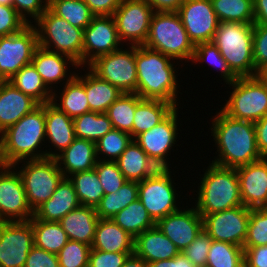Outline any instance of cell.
<instances>
[{
  "mask_svg": "<svg viewBox=\"0 0 267 267\" xmlns=\"http://www.w3.org/2000/svg\"><path fill=\"white\" fill-rule=\"evenodd\" d=\"M218 110L210 127L218 155L211 162L237 168L261 160L254 122L234 119Z\"/></svg>",
  "mask_w": 267,
  "mask_h": 267,
  "instance_id": "cell-1",
  "label": "cell"
},
{
  "mask_svg": "<svg viewBox=\"0 0 267 267\" xmlns=\"http://www.w3.org/2000/svg\"><path fill=\"white\" fill-rule=\"evenodd\" d=\"M135 62L136 94L142 99L165 101L177 107L180 103L177 102L178 93L181 92L178 90L180 83L176 68L180 62L144 45L135 46Z\"/></svg>",
  "mask_w": 267,
  "mask_h": 267,
  "instance_id": "cell-2",
  "label": "cell"
},
{
  "mask_svg": "<svg viewBox=\"0 0 267 267\" xmlns=\"http://www.w3.org/2000/svg\"><path fill=\"white\" fill-rule=\"evenodd\" d=\"M1 159L4 166L23 160L46 158L45 104H39L17 123L0 134Z\"/></svg>",
  "mask_w": 267,
  "mask_h": 267,
  "instance_id": "cell-3",
  "label": "cell"
},
{
  "mask_svg": "<svg viewBox=\"0 0 267 267\" xmlns=\"http://www.w3.org/2000/svg\"><path fill=\"white\" fill-rule=\"evenodd\" d=\"M209 163L206 171L203 170L204 174H199L200 182L198 190H195L194 205L202 217L243 205L236 168Z\"/></svg>",
  "mask_w": 267,
  "mask_h": 267,
  "instance_id": "cell-4",
  "label": "cell"
},
{
  "mask_svg": "<svg viewBox=\"0 0 267 267\" xmlns=\"http://www.w3.org/2000/svg\"><path fill=\"white\" fill-rule=\"evenodd\" d=\"M212 42L237 77L259 75L253 59V24L219 22Z\"/></svg>",
  "mask_w": 267,
  "mask_h": 267,
  "instance_id": "cell-5",
  "label": "cell"
},
{
  "mask_svg": "<svg viewBox=\"0 0 267 267\" xmlns=\"http://www.w3.org/2000/svg\"><path fill=\"white\" fill-rule=\"evenodd\" d=\"M144 46L171 57L182 63L190 62L194 55L195 45L183 26L177 12L154 11L149 35ZM190 60V61H189Z\"/></svg>",
  "mask_w": 267,
  "mask_h": 267,
  "instance_id": "cell-6",
  "label": "cell"
},
{
  "mask_svg": "<svg viewBox=\"0 0 267 267\" xmlns=\"http://www.w3.org/2000/svg\"><path fill=\"white\" fill-rule=\"evenodd\" d=\"M38 46L71 57L82 67L84 29L74 27L48 8L34 22Z\"/></svg>",
  "mask_w": 267,
  "mask_h": 267,
  "instance_id": "cell-7",
  "label": "cell"
},
{
  "mask_svg": "<svg viewBox=\"0 0 267 267\" xmlns=\"http://www.w3.org/2000/svg\"><path fill=\"white\" fill-rule=\"evenodd\" d=\"M221 110L228 116L256 122L267 114V83L259 76L238 77Z\"/></svg>",
  "mask_w": 267,
  "mask_h": 267,
  "instance_id": "cell-8",
  "label": "cell"
},
{
  "mask_svg": "<svg viewBox=\"0 0 267 267\" xmlns=\"http://www.w3.org/2000/svg\"><path fill=\"white\" fill-rule=\"evenodd\" d=\"M22 166L19 167V165ZM20 174L28 205L34 211L48 201L64 178L57 160L53 158L23 160L13 165Z\"/></svg>",
  "mask_w": 267,
  "mask_h": 267,
  "instance_id": "cell-9",
  "label": "cell"
},
{
  "mask_svg": "<svg viewBox=\"0 0 267 267\" xmlns=\"http://www.w3.org/2000/svg\"><path fill=\"white\" fill-rule=\"evenodd\" d=\"M121 46L109 54L101 55L90 62L87 67L98 77L108 81L123 93H136L137 69L135 62V45Z\"/></svg>",
  "mask_w": 267,
  "mask_h": 267,
  "instance_id": "cell-10",
  "label": "cell"
},
{
  "mask_svg": "<svg viewBox=\"0 0 267 267\" xmlns=\"http://www.w3.org/2000/svg\"><path fill=\"white\" fill-rule=\"evenodd\" d=\"M37 47L38 34L33 24L18 33L0 37V78L8 81L30 64Z\"/></svg>",
  "mask_w": 267,
  "mask_h": 267,
  "instance_id": "cell-11",
  "label": "cell"
},
{
  "mask_svg": "<svg viewBox=\"0 0 267 267\" xmlns=\"http://www.w3.org/2000/svg\"><path fill=\"white\" fill-rule=\"evenodd\" d=\"M153 13L146 0H122L113 14L120 41L128 45H144Z\"/></svg>",
  "mask_w": 267,
  "mask_h": 267,
  "instance_id": "cell-12",
  "label": "cell"
},
{
  "mask_svg": "<svg viewBox=\"0 0 267 267\" xmlns=\"http://www.w3.org/2000/svg\"><path fill=\"white\" fill-rule=\"evenodd\" d=\"M202 218L203 230L212 240L231 243L243 248L247 237L250 208L241 205L204 215Z\"/></svg>",
  "mask_w": 267,
  "mask_h": 267,
  "instance_id": "cell-13",
  "label": "cell"
},
{
  "mask_svg": "<svg viewBox=\"0 0 267 267\" xmlns=\"http://www.w3.org/2000/svg\"><path fill=\"white\" fill-rule=\"evenodd\" d=\"M32 217L20 174L13 166H3L0 169V222L29 221Z\"/></svg>",
  "mask_w": 267,
  "mask_h": 267,
  "instance_id": "cell-14",
  "label": "cell"
},
{
  "mask_svg": "<svg viewBox=\"0 0 267 267\" xmlns=\"http://www.w3.org/2000/svg\"><path fill=\"white\" fill-rule=\"evenodd\" d=\"M34 246L31 221L0 222V267H25Z\"/></svg>",
  "mask_w": 267,
  "mask_h": 267,
  "instance_id": "cell-15",
  "label": "cell"
},
{
  "mask_svg": "<svg viewBox=\"0 0 267 267\" xmlns=\"http://www.w3.org/2000/svg\"><path fill=\"white\" fill-rule=\"evenodd\" d=\"M173 178L147 179L138 182V199L157 223L163 217L181 209ZM179 201V202H178ZM179 206V207H178Z\"/></svg>",
  "mask_w": 267,
  "mask_h": 267,
  "instance_id": "cell-16",
  "label": "cell"
},
{
  "mask_svg": "<svg viewBox=\"0 0 267 267\" xmlns=\"http://www.w3.org/2000/svg\"><path fill=\"white\" fill-rule=\"evenodd\" d=\"M124 46L118 37L116 22L113 16H94L84 29L82 49V69L95 58L109 54Z\"/></svg>",
  "mask_w": 267,
  "mask_h": 267,
  "instance_id": "cell-17",
  "label": "cell"
},
{
  "mask_svg": "<svg viewBox=\"0 0 267 267\" xmlns=\"http://www.w3.org/2000/svg\"><path fill=\"white\" fill-rule=\"evenodd\" d=\"M177 13L194 45L213 41L219 20L211 0H185Z\"/></svg>",
  "mask_w": 267,
  "mask_h": 267,
  "instance_id": "cell-18",
  "label": "cell"
},
{
  "mask_svg": "<svg viewBox=\"0 0 267 267\" xmlns=\"http://www.w3.org/2000/svg\"><path fill=\"white\" fill-rule=\"evenodd\" d=\"M160 219L156 226L166 235L179 249L183 251L188 247L203 230V218L196 210L183 207Z\"/></svg>",
  "mask_w": 267,
  "mask_h": 267,
  "instance_id": "cell-19",
  "label": "cell"
},
{
  "mask_svg": "<svg viewBox=\"0 0 267 267\" xmlns=\"http://www.w3.org/2000/svg\"><path fill=\"white\" fill-rule=\"evenodd\" d=\"M178 108L176 107L163 121L148 131L137 135L133 140L141 149L152 157H165L171 155V150L177 144L178 127ZM170 153V154H168Z\"/></svg>",
  "mask_w": 267,
  "mask_h": 267,
  "instance_id": "cell-20",
  "label": "cell"
},
{
  "mask_svg": "<svg viewBox=\"0 0 267 267\" xmlns=\"http://www.w3.org/2000/svg\"><path fill=\"white\" fill-rule=\"evenodd\" d=\"M31 63L42 77L43 82L52 92L57 89L59 84L61 85L60 82H62V87L76 75V72L69 71L70 69H78L80 67L71 57L52 52L40 46L36 48Z\"/></svg>",
  "mask_w": 267,
  "mask_h": 267,
  "instance_id": "cell-21",
  "label": "cell"
},
{
  "mask_svg": "<svg viewBox=\"0 0 267 267\" xmlns=\"http://www.w3.org/2000/svg\"><path fill=\"white\" fill-rule=\"evenodd\" d=\"M242 204L250 209L267 208V158L236 168Z\"/></svg>",
  "mask_w": 267,
  "mask_h": 267,
  "instance_id": "cell-22",
  "label": "cell"
},
{
  "mask_svg": "<svg viewBox=\"0 0 267 267\" xmlns=\"http://www.w3.org/2000/svg\"><path fill=\"white\" fill-rule=\"evenodd\" d=\"M45 127L46 141H48L46 144L51 147L46 151V157L55 159L75 139L73 119L60 111L52 102L45 103Z\"/></svg>",
  "mask_w": 267,
  "mask_h": 267,
  "instance_id": "cell-23",
  "label": "cell"
},
{
  "mask_svg": "<svg viewBox=\"0 0 267 267\" xmlns=\"http://www.w3.org/2000/svg\"><path fill=\"white\" fill-rule=\"evenodd\" d=\"M38 105L11 82L3 81L0 85V134Z\"/></svg>",
  "mask_w": 267,
  "mask_h": 267,
  "instance_id": "cell-24",
  "label": "cell"
},
{
  "mask_svg": "<svg viewBox=\"0 0 267 267\" xmlns=\"http://www.w3.org/2000/svg\"><path fill=\"white\" fill-rule=\"evenodd\" d=\"M73 183L63 178L52 197L33 211L35 219L59 222L67 213L80 207Z\"/></svg>",
  "mask_w": 267,
  "mask_h": 267,
  "instance_id": "cell-25",
  "label": "cell"
},
{
  "mask_svg": "<svg viewBox=\"0 0 267 267\" xmlns=\"http://www.w3.org/2000/svg\"><path fill=\"white\" fill-rule=\"evenodd\" d=\"M55 159L65 178L77 172L90 171L98 161L96 144L90 140L75 138Z\"/></svg>",
  "mask_w": 267,
  "mask_h": 267,
  "instance_id": "cell-26",
  "label": "cell"
},
{
  "mask_svg": "<svg viewBox=\"0 0 267 267\" xmlns=\"http://www.w3.org/2000/svg\"><path fill=\"white\" fill-rule=\"evenodd\" d=\"M76 71V75L61 88V92L58 88L59 91L53 90L51 99L53 105L72 119L90 112L85 92V73L81 75L80 71Z\"/></svg>",
  "mask_w": 267,
  "mask_h": 267,
  "instance_id": "cell-27",
  "label": "cell"
},
{
  "mask_svg": "<svg viewBox=\"0 0 267 267\" xmlns=\"http://www.w3.org/2000/svg\"><path fill=\"white\" fill-rule=\"evenodd\" d=\"M134 253L146 263L172 259L180 253L176 245L155 226L135 238Z\"/></svg>",
  "mask_w": 267,
  "mask_h": 267,
  "instance_id": "cell-28",
  "label": "cell"
},
{
  "mask_svg": "<svg viewBox=\"0 0 267 267\" xmlns=\"http://www.w3.org/2000/svg\"><path fill=\"white\" fill-rule=\"evenodd\" d=\"M98 220L95 207L80 206L67 213L59 223L69 240L92 246Z\"/></svg>",
  "mask_w": 267,
  "mask_h": 267,
  "instance_id": "cell-29",
  "label": "cell"
},
{
  "mask_svg": "<svg viewBox=\"0 0 267 267\" xmlns=\"http://www.w3.org/2000/svg\"><path fill=\"white\" fill-rule=\"evenodd\" d=\"M135 238L112 219H99L91 249L105 252H134Z\"/></svg>",
  "mask_w": 267,
  "mask_h": 267,
  "instance_id": "cell-30",
  "label": "cell"
},
{
  "mask_svg": "<svg viewBox=\"0 0 267 267\" xmlns=\"http://www.w3.org/2000/svg\"><path fill=\"white\" fill-rule=\"evenodd\" d=\"M85 70V92L90 111L106 113L109 106L123 92L106 80L94 74L87 66Z\"/></svg>",
  "mask_w": 267,
  "mask_h": 267,
  "instance_id": "cell-31",
  "label": "cell"
},
{
  "mask_svg": "<svg viewBox=\"0 0 267 267\" xmlns=\"http://www.w3.org/2000/svg\"><path fill=\"white\" fill-rule=\"evenodd\" d=\"M176 107L160 100L142 99L136 106L133 139L163 121Z\"/></svg>",
  "mask_w": 267,
  "mask_h": 267,
  "instance_id": "cell-32",
  "label": "cell"
},
{
  "mask_svg": "<svg viewBox=\"0 0 267 267\" xmlns=\"http://www.w3.org/2000/svg\"><path fill=\"white\" fill-rule=\"evenodd\" d=\"M8 81L38 104L51 102L52 91L43 82L42 77L32 63L22 67Z\"/></svg>",
  "mask_w": 267,
  "mask_h": 267,
  "instance_id": "cell-33",
  "label": "cell"
},
{
  "mask_svg": "<svg viewBox=\"0 0 267 267\" xmlns=\"http://www.w3.org/2000/svg\"><path fill=\"white\" fill-rule=\"evenodd\" d=\"M34 235V246L49 253L58 254L69 238L59 222L30 219Z\"/></svg>",
  "mask_w": 267,
  "mask_h": 267,
  "instance_id": "cell-34",
  "label": "cell"
},
{
  "mask_svg": "<svg viewBox=\"0 0 267 267\" xmlns=\"http://www.w3.org/2000/svg\"><path fill=\"white\" fill-rule=\"evenodd\" d=\"M112 220L134 238L156 226L139 199L117 213Z\"/></svg>",
  "mask_w": 267,
  "mask_h": 267,
  "instance_id": "cell-35",
  "label": "cell"
},
{
  "mask_svg": "<svg viewBox=\"0 0 267 267\" xmlns=\"http://www.w3.org/2000/svg\"><path fill=\"white\" fill-rule=\"evenodd\" d=\"M142 98L136 93H122L108 108L106 114L113 128L129 133L133 138L134 113Z\"/></svg>",
  "mask_w": 267,
  "mask_h": 267,
  "instance_id": "cell-36",
  "label": "cell"
},
{
  "mask_svg": "<svg viewBox=\"0 0 267 267\" xmlns=\"http://www.w3.org/2000/svg\"><path fill=\"white\" fill-rule=\"evenodd\" d=\"M138 199V182L127 181L115 193L105 194L96 206L99 219H112L117 213Z\"/></svg>",
  "mask_w": 267,
  "mask_h": 267,
  "instance_id": "cell-37",
  "label": "cell"
},
{
  "mask_svg": "<svg viewBox=\"0 0 267 267\" xmlns=\"http://www.w3.org/2000/svg\"><path fill=\"white\" fill-rule=\"evenodd\" d=\"M75 138L97 142L113 129L106 113L90 111L73 119Z\"/></svg>",
  "mask_w": 267,
  "mask_h": 267,
  "instance_id": "cell-38",
  "label": "cell"
},
{
  "mask_svg": "<svg viewBox=\"0 0 267 267\" xmlns=\"http://www.w3.org/2000/svg\"><path fill=\"white\" fill-rule=\"evenodd\" d=\"M68 179L73 183L81 206L96 208L105 194L95 169L74 173Z\"/></svg>",
  "mask_w": 267,
  "mask_h": 267,
  "instance_id": "cell-39",
  "label": "cell"
},
{
  "mask_svg": "<svg viewBox=\"0 0 267 267\" xmlns=\"http://www.w3.org/2000/svg\"><path fill=\"white\" fill-rule=\"evenodd\" d=\"M47 8L81 29H85L95 16L83 0H48Z\"/></svg>",
  "mask_w": 267,
  "mask_h": 267,
  "instance_id": "cell-40",
  "label": "cell"
},
{
  "mask_svg": "<svg viewBox=\"0 0 267 267\" xmlns=\"http://www.w3.org/2000/svg\"><path fill=\"white\" fill-rule=\"evenodd\" d=\"M219 22L254 24L253 0H211Z\"/></svg>",
  "mask_w": 267,
  "mask_h": 267,
  "instance_id": "cell-41",
  "label": "cell"
},
{
  "mask_svg": "<svg viewBox=\"0 0 267 267\" xmlns=\"http://www.w3.org/2000/svg\"><path fill=\"white\" fill-rule=\"evenodd\" d=\"M148 155L132 140L121 156L115 161L127 181L144 180V169Z\"/></svg>",
  "mask_w": 267,
  "mask_h": 267,
  "instance_id": "cell-42",
  "label": "cell"
},
{
  "mask_svg": "<svg viewBox=\"0 0 267 267\" xmlns=\"http://www.w3.org/2000/svg\"><path fill=\"white\" fill-rule=\"evenodd\" d=\"M191 61L192 64H205L206 62L207 65L214 66V68L217 69V72L220 71L219 75L222 78L220 81L223 80L226 84L232 83L238 79L229 68L228 63L221 55L218 47L213 42L199 43L195 45L194 55Z\"/></svg>",
  "mask_w": 267,
  "mask_h": 267,
  "instance_id": "cell-43",
  "label": "cell"
},
{
  "mask_svg": "<svg viewBox=\"0 0 267 267\" xmlns=\"http://www.w3.org/2000/svg\"><path fill=\"white\" fill-rule=\"evenodd\" d=\"M208 267H244V249L231 243L212 240Z\"/></svg>",
  "mask_w": 267,
  "mask_h": 267,
  "instance_id": "cell-44",
  "label": "cell"
},
{
  "mask_svg": "<svg viewBox=\"0 0 267 267\" xmlns=\"http://www.w3.org/2000/svg\"><path fill=\"white\" fill-rule=\"evenodd\" d=\"M132 140L129 133L113 128L95 143L98 160L116 161Z\"/></svg>",
  "mask_w": 267,
  "mask_h": 267,
  "instance_id": "cell-45",
  "label": "cell"
},
{
  "mask_svg": "<svg viewBox=\"0 0 267 267\" xmlns=\"http://www.w3.org/2000/svg\"><path fill=\"white\" fill-rule=\"evenodd\" d=\"M267 245V208L250 209L247 237L243 248Z\"/></svg>",
  "mask_w": 267,
  "mask_h": 267,
  "instance_id": "cell-46",
  "label": "cell"
},
{
  "mask_svg": "<svg viewBox=\"0 0 267 267\" xmlns=\"http://www.w3.org/2000/svg\"><path fill=\"white\" fill-rule=\"evenodd\" d=\"M94 169L98 174L104 194L116 193L127 182L115 161L98 160Z\"/></svg>",
  "mask_w": 267,
  "mask_h": 267,
  "instance_id": "cell-47",
  "label": "cell"
},
{
  "mask_svg": "<svg viewBox=\"0 0 267 267\" xmlns=\"http://www.w3.org/2000/svg\"><path fill=\"white\" fill-rule=\"evenodd\" d=\"M91 246L69 240L57 254L59 267H88Z\"/></svg>",
  "mask_w": 267,
  "mask_h": 267,
  "instance_id": "cell-48",
  "label": "cell"
},
{
  "mask_svg": "<svg viewBox=\"0 0 267 267\" xmlns=\"http://www.w3.org/2000/svg\"><path fill=\"white\" fill-rule=\"evenodd\" d=\"M252 50L255 69L260 73L267 67V25L253 24Z\"/></svg>",
  "mask_w": 267,
  "mask_h": 267,
  "instance_id": "cell-49",
  "label": "cell"
},
{
  "mask_svg": "<svg viewBox=\"0 0 267 267\" xmlns=\"http://www.w3.org/2000/svg\"><path fill=\"white\" fill-rule=\"evenodd\" d=\"M212 239L202 230L195 240L181 251L194 265H206Z\"/></svg>",
  "mask_w": 267,
  "mask_h": 267,
  "instance_id": "cell-50",
  "label": "cell"
},
{
  "mask_svg": "<svg viewBox=\"0 0 267 267\" xmlns=\"http://www.w3.org/2000/svg\"><path fill=\"white\" fill-rule=\"evenodd\" d=\"M27 25L13 6L0 5V37L18 33Z\"/></svg>",
  "mask_w": 267,
  "mask_h": 267,
  "instance_id": "cell-51",
  "label": "cell"
},
{
  "mask_svg": "<svg viewBox=\"0 0 267 267\" xmlns=\"http://www.w3.org/2000/svg\"><path fill=\"white\" fill-rule=\"evenodd\" d=\"M134 252H105L91 249L88 267H123L125 260Z\"/></svg>",
  "mask_w": 267,
  "mask_h": 267,
  "instance_id": "cell-52",
  "label": "cell"
},
{
  "mask_svg": "<svg viewBox=\"0 0 267 267\" xmlns=\"http://www.w3.org/2000/svg\"><path fill=\"white\" fill-rule=\"evenodd\" d=\"M47 5L48 0H13V7L28 24H33L41 16Z\"/></svg>",
  "mask_w": 267,
  "mask_h": 267,
  "instance_id": "cell-53",
  "label": "cell"
},
{
  "mask_svg": "<svg viewBox=\"0 0 267 267\" xmlns=\"http://www.w3.org/2000/svg\"><path fill=\"white\" fill-rule=\"evenodd\" d=\"M168 159L169 158H167V156H148L144 169V180L156 178H173L172 172L170 171V168L172 167H170L171 164H169L170 161Z\"/></svg>",
  "mask_w": 267,
  "mask_h": 267,
  "instance_id": "cell-54",
  "label": "cell"
},
{
  "mask_svg": "<svg viewBox=\"0 0 267 267\" xmlns=\"http://www.w3.org/2000/svg\"><path fill=\"white\" fill-rule=\"evenodd\" d=\"M25 267H59L58 256L33 246L28 253Z\"/></svg>",
  "mask_w": 267,
  "mask_h": 267,
  "instance_id": "cell-55",
  "label": "cell"
},
{
  "mask_svg": "<svg viewBox=\"0 0 267 267\" xmlns=\"http://www.w3.org/2000/svg\"><path fill=\"white\" fill-rule=\"evenodd\" d=\"M244 249V267H267V245Z\"/></svg>",
  "mask_w": 267,
  "mask_h": 267,
  "instance_id": "cell-56",
  "label": "cell"
},
{
  "mask_svg": "<svg viewBox=\"0 0 267 267\" xmlns=\"http://www.w3.org/2000/svg\"><path fill=\"white\" fill-rule=\"evenodd\" d=\"M95 16H113L122 0H83Z\"/></svg>",
  "mask_w": 267,
  "mask_h": 267,
  "instance_id": "cell-57",
  "label": "cell"
},
{
  "mask_svg": "<svg viewBox=\"0 0 267 267\" xmlns=\"http://www.w3.org/2000/svg\"><path fill=\"white\" fill-rule=\"evenodd\" d=\"M257 146L262 158H267V114L254 122Z\"/></svg>",
  "mask_w": 267,
  "mask_h": 267,
  "instance_id": "cell-58",
  "label": "cell"
},
{
  "mask_svg": "<svg viewBox=\"0 0 267 267\" xmlns=\"http://www.w3.org/2000/svg\"><path fill=\"white\" fill-rule=\"evenodd\" d=\"M148 267H194L195 265L180 252L172 259L147 263Z\"/></svg>",
  "mask_w": 267,
  "mask_h": 267,
  "instance_id": "cell-59",
  "label": "cell"
},
{
  "mask_svg": "<svg viewBox=\"0 0 267 267\" xmlns=\"http://www.w3.org/2000/svg\"><path fill=\"white\" fill-rule=\"evenodd\" d=\"M154 11L177 12L185 0H146Z\"/></svg>",
  "mask_w": 267,
  "mask_h": 267,
  "instance_id": "cell-60",
  "label": "cell"
},
{
  "mask_svg": "<svg viewBox=\"0 0 267 267\" xmlns=\"http://www.w3.org/2000/svg\"><path fill=\"white\" fill-rule=\"evenodd\" d=\"M254 24L267 25V0H253Z\"/></svg>",
  "mask_w": 267,
  "mask_h": 267,
  "instance_id": "cell-61",
  "label": "cell"
},
{
  "mask_svg": "<svg viewBox=\"0 0 267 267\" xmlns=\"http://www.w3.org/2000/svg\"><path fill=\"white\" fill-rule=\"evenodd\" d=\"M123 267H148L147 263L135 253L128 256Z\"/></svg>",
  "mask_w": 267,
  "mask_h": 267,
  "instance_id": "cell-62",
  "label": "cell"
},
{
  "mask_svg": "<svg viewBox=\"0 0 267 267\" xmlns=\"http://www.w3.org/2000/svg\"><path fill=\"white\" fill-rule=\"evenodd\" d=\"M259 76L267 83V67L259 73Z\"/></svg>",
  "mask_w": 267,
  "mask_h": 267,
  "instance_id": "cell-63",
  "label": "cell"
},
{
  "mask_svg": "<svg viewBox=\"0 0 267 267\" xmlns=\"http://www.w3.org/2000/svg\"><path fill=\"white\" fill-rule=\"evenodd\" d=\"M0 5L13 6V0H0Z\"/></svg>",
  "mask_w": 267,
  "mask_h": 267,
  "instance_id": "cell-64",
  "label": "cell"
},
{
  "mask_svg": "<svg viewBox=\"0 0 267 267\" xmlns=\"http://www.w3.org/2000/svg\"><path fill=\"white\" fill-rule=\"evenodd\" d=\"M4 166L2 159H1V150H0V169Z\"/></svg>",
  "mask_w": 267,
  "mask_h": 267,
  "instance_id": "cell-65",
  "label": "cell"
},
{
  "mask_svg": "<svg viewBox=\"0 0 267 267\" xmlns=\"http://www.w3.org/2000/svg\"><path fill=\"white\" fill-rule=\"evenodd\" d=\"M194 267H208L207 265H195Z\"/></svg>",
  "mask_w": 267,
  "mask_h": 267,
  "instance_id": "cell-66",
  "label": "cell"
}]
</instances>
